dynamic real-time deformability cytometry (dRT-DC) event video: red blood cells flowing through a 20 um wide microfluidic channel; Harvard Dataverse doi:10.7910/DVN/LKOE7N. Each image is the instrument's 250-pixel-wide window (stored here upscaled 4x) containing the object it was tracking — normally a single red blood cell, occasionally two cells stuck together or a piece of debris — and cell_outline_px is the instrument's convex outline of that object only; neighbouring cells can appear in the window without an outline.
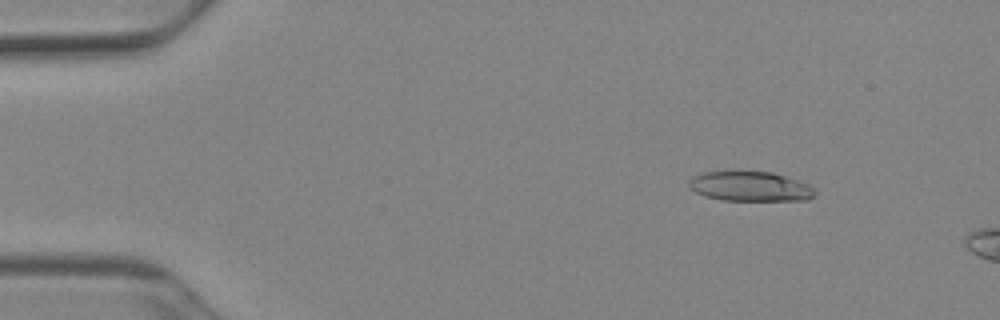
{"species": "Egyptian fruit bat (a non-hibernating species)", "species_latin": "Rousettus aegyptiacus", "temperature_condition": "cold", "stored_images_in_passage": 6, "camera_frame_rate_fps": 3000, "um_per_image_px": 0.085, "animal": {"sex": "female"}, "frame": {"image": 1, "passage_image": 1, "time_ms": 0.0, "image_size_px": [1000, 320], "cell_outline_px": [[816, 192], [808, 200], [720, 200], [696, 192], [688, 188], [688, 180], [692, 176], [700, 172], [736, 168], [772, 172], [800, 180], [816, 188]], "centroid_in_image_um": [63.71, 15.78], "position_along_channel_um": 21.3, "area_um2": 22.95}}